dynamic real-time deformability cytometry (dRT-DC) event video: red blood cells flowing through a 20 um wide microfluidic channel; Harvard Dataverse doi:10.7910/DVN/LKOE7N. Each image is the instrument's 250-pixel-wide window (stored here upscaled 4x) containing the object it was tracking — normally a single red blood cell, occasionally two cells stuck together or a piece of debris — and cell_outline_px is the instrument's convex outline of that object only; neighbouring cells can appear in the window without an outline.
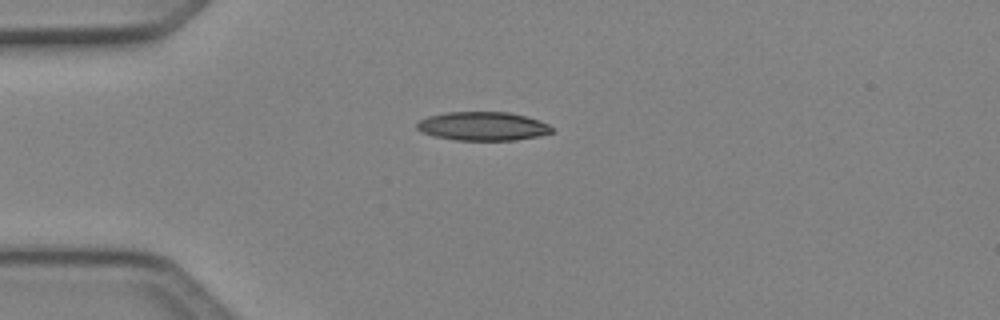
{"species": "Egyptian fruit bat (a non-hibernating species)", "species_latin": "Rousettus aegyptiacus", "temperature_condition": "cold", "stored_images_in_passage": 1, "camera_frame_rate_fps": 3000, "um_per_image_px": 0.085, "animal": {"sex": "female"}, "frame": {"image": 1, "passage_image": 1, "time_ms": 0.0, "image_size_px": [1000, 320], "cell_outline_px": [[556, 132], [540, 136], [516, 140], [456, 140], [432, 136], [420, 132], [416, 128], [416, 124], [420, 120], [428, 116], [444, 112], [508, 112], [540, 120], [548, 124]], "centroid_in_image_um": [41.03, 10.73], "position_along_channel_um": 44.0, "area_um2": 22.83}}